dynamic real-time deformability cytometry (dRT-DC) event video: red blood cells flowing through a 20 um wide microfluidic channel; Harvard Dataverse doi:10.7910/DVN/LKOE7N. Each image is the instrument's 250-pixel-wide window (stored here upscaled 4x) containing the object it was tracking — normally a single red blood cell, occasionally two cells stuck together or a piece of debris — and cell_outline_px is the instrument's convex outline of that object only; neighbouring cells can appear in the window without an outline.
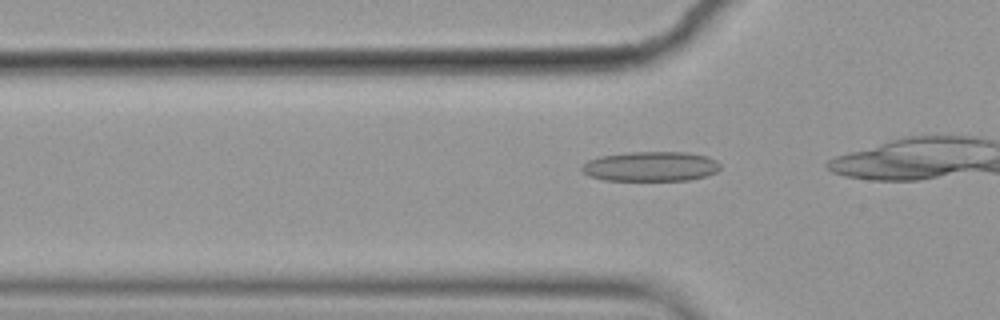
{"species": "common noctule bat (a hibernating species)", "species_latin": "Nyctalus noctula", "temperature_condition": "cold", "stored_images_in_passage": 27, "camera_frame_rate_fps": 3000, "um_per_image_px": 0.085, "animal": {"sex": "female", "body_mass_g": 19.9}, "frame": {"image": 1, "passage_image": 8, "time_ms": 2.333, "image_size_px": [1000, 320], "cell_outline_px": [[720, 168], [716, 172], [704, 176], [688, 180], [604, 180], [588, 176], [580, 168], [588, 160], [600, 156], [628, 152], [688, 152], [708, 156], [716, 160], [720, 164]], "centroid_in_image_um": [55.31, 14.14], "position_along_channel_um": 70.5, "area_um2": 24.04}}
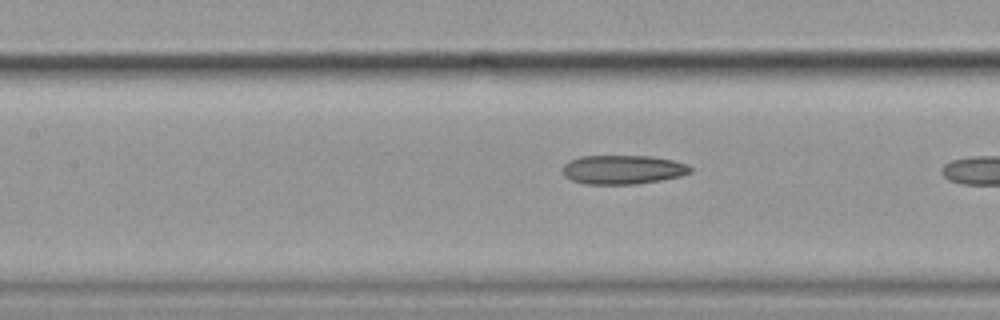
{"frame": {"image": 2, "passage_image": 15, "time_ms": 4.667, "image_size_px": [1000, 320], "cell_outline_px": [[692, 172], [680, 176], [660, 180], [636, 184], [584, 184], [572, 180], [564, 176], [560, 168], [568, 160], [580, 156], [652, 156], [672, 160], [688, 164], [692, 168]], "centroid_in_image_um": [52.9, 14.41], "position_along_channel_um": 154.5, "area_um2": 21.85}}
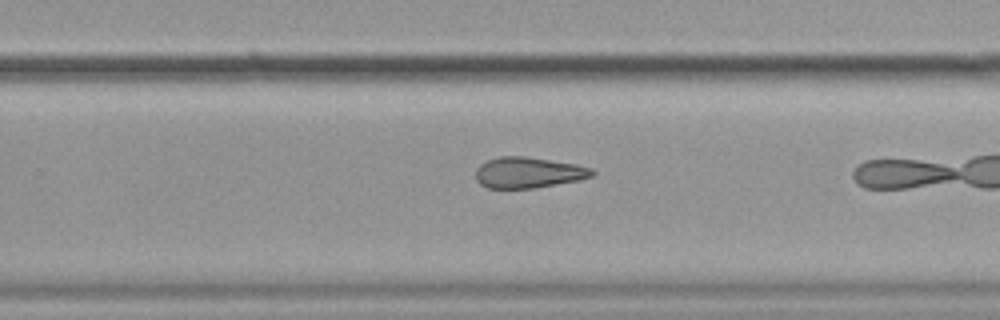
{"frame": {"image": 3, "passage_image": 26, "time_ms": 8.333, "image_size_px": [1000, 320], "cell_outline_px": [[596, 172], [592, 176], [580, 180], [536, 188], [488, 188], [480, 184], [476, 180], [476, 168], [480, 164], [488, 160], [500, 156], [524, 156], [576, 164], [592, 168]], "centroid_in_image_um": [44.92, 14.67], "position_along_channel_um": 284.9, "area_um2": 21.04}}